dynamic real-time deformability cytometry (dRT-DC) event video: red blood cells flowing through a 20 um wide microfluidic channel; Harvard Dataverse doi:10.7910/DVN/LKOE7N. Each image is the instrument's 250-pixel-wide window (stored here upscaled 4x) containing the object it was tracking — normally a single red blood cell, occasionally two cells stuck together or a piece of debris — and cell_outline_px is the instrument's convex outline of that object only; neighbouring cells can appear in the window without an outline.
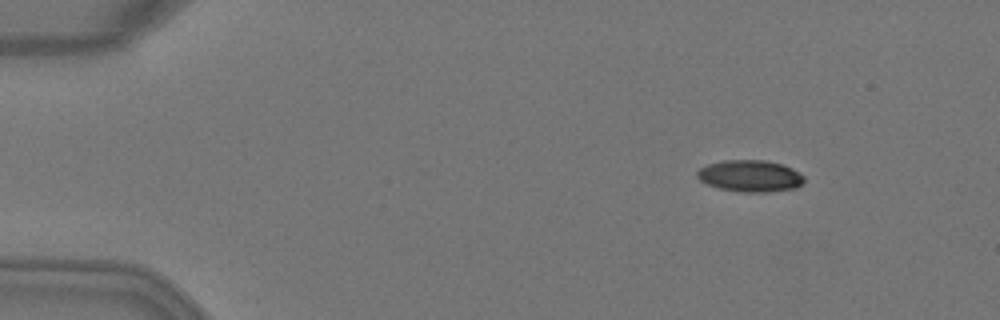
{"species": "Egyptian fruit bat (a non-hibernating species)", "species_latin": "Rousettus aegyptiacus", "temperature_condition": "warm", "stored_images_in_passage": 4, "camera_frame_rate_fps": 3000, "um_per_image_px": 0.085, "animal": {"sex": "female"}, "frame": {"image": 1, "passage_image": 1, "time_ms": 0.0, "image_size_px": [1000, 320], "cell_outline_px": [[804, 180], [796, 188], [768, 192], [744, 192], [720, 188], [708, 184], [700, 180], [696, 176], [696, 172], [700, 168], [708, 164], [724, 160], [764, 160], [780, 164], [792, 168], [804, 176]], "centroid_in_image_um": [63.75, 14.95], "position_along_channel_um": 21.2, "area_um2": 19.59}}
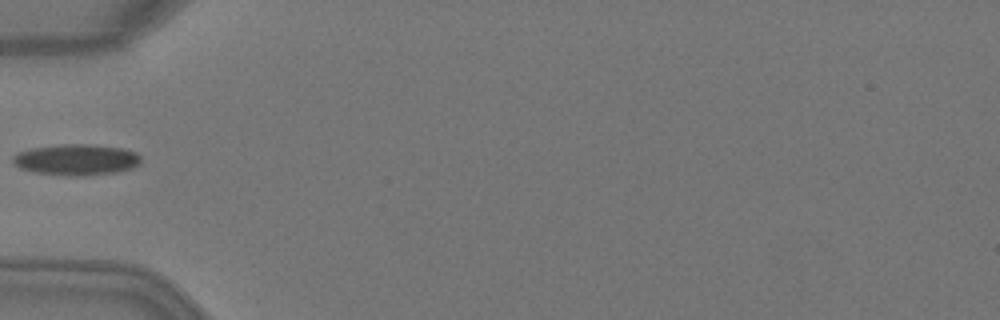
{"frame": {"image": 2, "passage_image": 4, "time_ms": 1.0, "image_size_px": [1000, 320], "cell_outline_px": [[140, 164], [132, 168], [116, 172], [76, 176], [64, 176], [36, 172], [20, 168], [12, 164], [12, 156], [20, 152], [32, 148], [64, 144], [84, 144], [124, 148], [136, 152], [140, 156]], "centroid_in_image_um": [6.49, 13.58], "position_along_channel_um": 78.5, "area_um2": 23.12}}